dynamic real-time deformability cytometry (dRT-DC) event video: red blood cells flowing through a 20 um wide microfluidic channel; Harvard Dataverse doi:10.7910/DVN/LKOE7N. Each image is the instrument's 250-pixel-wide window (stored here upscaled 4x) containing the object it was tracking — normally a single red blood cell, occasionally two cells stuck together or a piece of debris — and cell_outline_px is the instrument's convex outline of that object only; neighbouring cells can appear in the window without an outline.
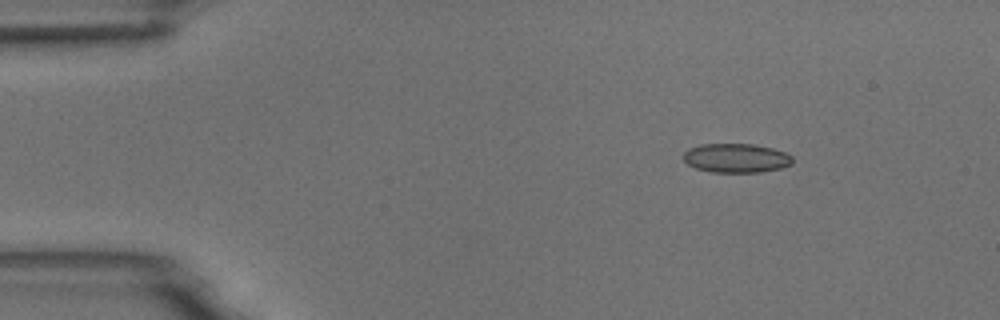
{"species": "common noctule bat (a hibernating species)", "species_latin": "Nyctalus noctula", "temperature_condition": "room temperature", "stored_images_in_passage": 5, "camera_frame_rate_fps": 3000, "um_per_image_px": 0.085, "animal": {"sex": "male", "body_mass_g": 18.8}, "frame": {"image": 1, "passage_image": 2, "time_ms": 1.0, "image_size_px": [1000, 320], "cell_outline_px": [[792, 164], [780, 168], [760, 172], [712, 172], [696, 168], [688, 164], [684, 160], [684, 152], [688, 148], [700, 144], [752, 144], [772, 148], [784, 152], [792, 156]], "centroid_in_image_um": [62.56, 13.43], "position_along_channel_um": 22.4, "area_um2": 18.44}}